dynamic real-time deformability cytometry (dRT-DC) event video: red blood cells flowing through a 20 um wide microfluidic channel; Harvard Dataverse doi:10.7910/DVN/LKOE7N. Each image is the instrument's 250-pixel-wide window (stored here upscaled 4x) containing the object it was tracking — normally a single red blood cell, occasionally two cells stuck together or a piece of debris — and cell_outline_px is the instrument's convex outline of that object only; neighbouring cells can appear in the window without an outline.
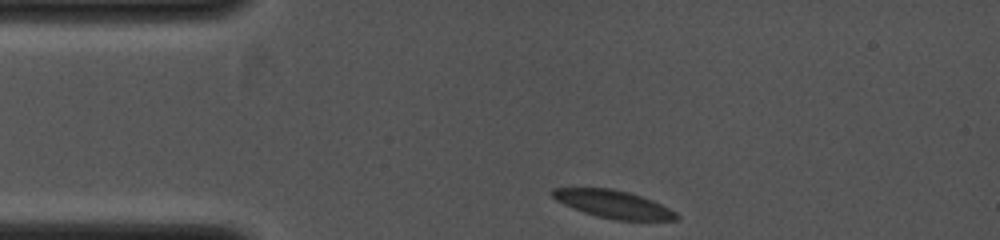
{"species": "common noctule bat (a hibernating species)", "species_latin": "Nyctalus noctula", "temperature_condition": "cold", "stored_images_in_passage": 12, "camera_frame_rate_fps": 4000, "um_per_image_px": 0.085, "animal": {"sex": "female", "body_mass_g": 19.0, "forearm_length_mm": 53.3}, "frame": {"image": 1, "passage_image": 1, "time_ms": 0.0, "image_size_px": [1000, 240], "cell_outline_px": [[680, 220], [616, 220], [596, 216], [584, 212], [564, 204], [556, 200], [548, 192], [552, 188], [612, 188], [628, 192], [652, 200], [676, 212], [680, 216]], "centroid_in_image_um": [52.12, 17.35], "position_along_channel_um": 32.9, "area_um2": 20.0}}
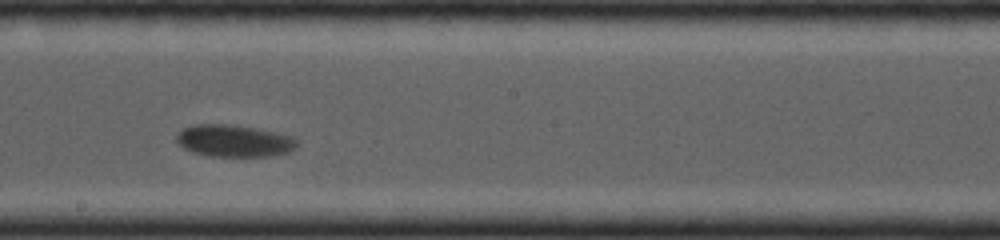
{"frame": {"image": 2, "passage_image": 7, "time_ms": 4.5, "image_size_px": [1000, 240], "cell_outline_px": [[300, 140], [296, 148], [288, 152], [272, 156], [208, 156], [192, 152], [176, 144], [176, 136], [184, 128], [196, 124], [224, 124], [252, 128], [272, 132], [288, 136]], "centroid_in_image_um": [19.87, 11.99], "position_along_channel_um": 228.3, "area_um2": 22.31}}
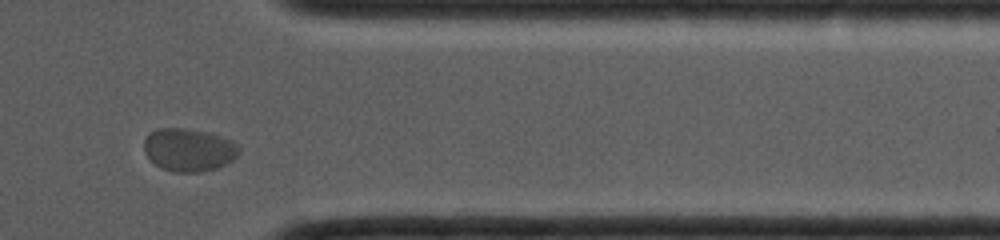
{"frame": {"image": 3, "passage_image": 11, "time_ms": 7.75, "image_size_px": [1000, 240], "cell_outline_px": [[240, 152], [232, 160], [216, 168], [200, 172], [172, 172], [160, 168], [144, 152], [144, 140], [148, 132], [156, 128], [184, 128], [208, 132], [232, 140], [240, 144]], "centroid_in_image_um": [16.04, 12.72], "position_along_channel_um": 395.4, "area_um2": 23.99}}